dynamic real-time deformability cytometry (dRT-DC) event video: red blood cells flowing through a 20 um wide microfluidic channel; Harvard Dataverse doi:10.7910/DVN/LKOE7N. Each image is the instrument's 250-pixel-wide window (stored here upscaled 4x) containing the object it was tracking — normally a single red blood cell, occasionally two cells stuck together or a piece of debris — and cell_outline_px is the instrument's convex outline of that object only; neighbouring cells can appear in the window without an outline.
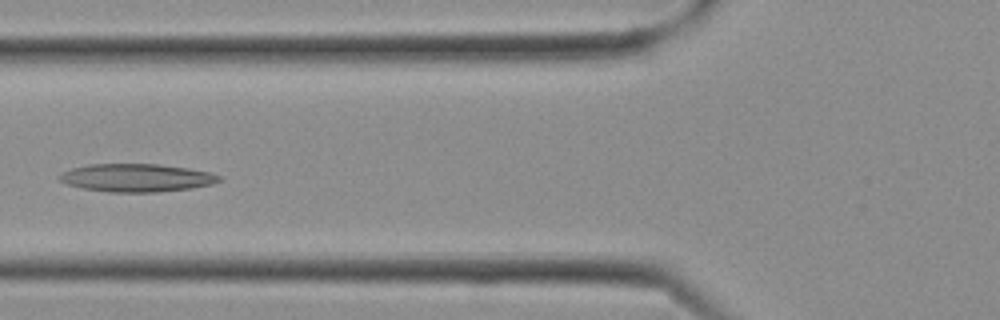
{"species": "Egyptian fruit bat (a non-hibernating species)", "species_latin": "Rousettus aegyptiacus", "temperature_condition": "cold", "stored_images_in_passage": 10, "camera_frame_rate_fps": 3000, "um_per_image_px": 0.085, "frame": {"image": 1, "passage_image": 9, "time_ms": 2.667, "image_size_px": [1000, 320], "cell_outline_px": [[220, 180], [212, 184], [192, 188], [156, 192], [108, 192], [84, 188], [68, 184], [60, 180], [60, 176], [64, 172], [72, 168], [88, 164], [156, 164], [188, 168], [208, 172], [220, 176]], "centroid_in_image_um": [11.62, 15.11], "position_along_channel_um": 114.2, "area_um2": 25.72}}